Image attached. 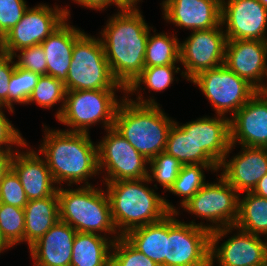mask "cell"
<instances>
[{"label":"cell","mask_w":267,"mask_h":266,"mask_svg":"<svg viewBox=\"0 0 267 266\" xmlns=\"http://www.w3.org/2000/svg\"><path fill=\"white\" fill-rule=\"evenodd\" d=\"M252 193L267 198V174H265L257 183Z\"/></svg>","instance_id":"cell-44"},{"label":"cell","mask_w":267,"mask_h":266,"mask_svg":"<svg viewBox=\"0 0 267 266\" xmlns=\"http://www.w3.org/2000/svg\"><path fill=\"white\" fill-rule=\"evenodd\" d=\"M218 181V184L206 183L182 205L184 210L210 221L212 225L207 226L210 232L234 227L238 218L240 194L221 175Z\"/></svg>","instance_id":"cell-11"},{"label":"cell","mask_w":267,"mask_h":266,"mask_svg":"<svg viewBox=\"0 0 267 266\" xmlns=\"http://www.w3.org/2000/svg\"><path fill=\"white\" fill-rule=\"evenodd\" d=\"M110 266H158L134 248L123 236L113 242Z\"/></svg>","instance_id":"cell-36"},{"label":"cell","mask_w":267,"mask_h":266,"mask_svg":"<svg viewBox=\"0 0 267 266\" xmlns=\"http://www.w3.org/2000/svg\"><path fill=\"white\" fill-rule=\"evenodd\" d=\"M98 143V168L101 172L105 167V182L147 178L149 161L114 128Z\"/></svg>","instance_id":"cell-12"},{"label":"cell","mask_w":267,"mask_h":266,"mask_svg":"<svg viewBox=\"0 0 267 266\" xmlns=\"http://www.w3.org/2000/svg\"><path fill=\"white\" fill-rule=\"evenodd\" d=\"M40 76L38 73L21 69L15 65L8 90V110L10 112H13V103L27 104Z\"/></svg>","instance_id":"cell-34"},{"label":"cell","mask_w":267,"mask_h":266,"mask_svg":"<svg viewBox=\"0 0 267 266\" xmlns=\"http://www.w3.org/2000/svg\"><path fill=\"white\" fill-rule=\"evenodd\" d=\"M180 62V43L175 35L150 34L147 38L145 67L175 65Z\"/></svg>","instance_id":"cell-29"},{"label":"cell","mask_w":267,"mask_h":266,"mask_svg":"<svg viewBox=\"0 0 267 266\" xmlns=\"http://www.w3.org/2000/svg\"><path fill=\"white\" fill-rule=\"evenodd\" d=\"M222 28L220 23L211 29L194 30L187 40L180 42V63L186 69L181 74L188 81L224 64L227 37Z\"/></svg>","instance_id":"cell-13"},{"label":"cell","mask_w":267,"mask_h":266,"mask_svg":"<svg viewBox=\"0 0 267 266\" xmlns=\"http://www.w3.org/2000/svg\"><path fill=\"white\" fill-rule=\"evenodd\" d=\"M66 21L40 44L46 56L47 75L62 82L67 78L74 43L84 33Z\"/></svg>","instance_id":"cell-23"},{"label":"cell","mask_w":267,"mask_h":266,"mask_svg":"<svg viewBox=\"0 0 267 266\" xmlns=\"http://www.w3.org/2000/svg\"><path fill=\"white\" fill-rule=\"evenodd\" d=\"M242 150L231 160L227 156L221 161V176L237 190L252 192L258 181L267 174V148L242 146Z\"/></svg>","instance_id":"cell-18"},{"label":"cell","mask_w":267,"mask_h":266,"mask_svg":"<svg viewBox=\"0 0 267 266\" xmlns=\"http://www.w3.org/2000/svg\"><path fill=\"white\" fill-rule=\"evenodd\" d=\"M234 227L216 229L210 234V266L214 259L219 266H258L267 261V241L263 242L259 235L239 232L227 241L218 245V241L232 232Z\"/></svg>","instance_id":"cell-14"},{"label":"cell","mask_w":267,"mask_h":266,"mask_svg":"<svg viewBox=\"0 0 267 266\" xmlns=\"http://www.w3.org/2000/svg\"><path fill=\"white\" fill-rule=\"evenodd\" d=\"M232 117V118H231ZM230 119V142L267 148V93L258 91Z\"/></svg>","instance_id":"cell-17"},{"label":"cell","mask_w":267,"mask_h":266,"mask_svg":"<svg viewBox=\"0 0 267 266\" xmlns=\"http://www.w3.org/2000/svg\"><path fill=\"white\" fill-rule=\"evenodd\" d=\"M178 71H180V68H176L175 65L145 67L142 73L133 81L124 93L128 94L139 91L140 84L142 83L151 90L161 92L170 86L174 81L173 75L178 73Z\"/></svg>","instance_id":"cell-32"},{"label":"cell","mask_w":267,"mask_h":266,"mask_svg":"<svg viewBox=\"0 0 267 266\" xmlns=\"http://www.w3.org/2000/svg\"><path fill=\"white\" fill-rule=\"evenodd\" d=\"M123 237L158 266H165L168 215L159 222L132 229Z\"/></svg>","instance_id":"cell-25"},{"label":"cell","mask_w":267,"mask_h":266,"mask_svg":"<svg viewBox=\"0 0 267 266\" xmlns=\"http://www.w3.org/2000/svg\"><path fill=\"white\" fill-rule=\"evenodd\" d=\"M168 214L165 266H210V234L206 225L181 222Z\"/></svg>","instance_id":"cell-8"},{"label":"cell","mask_w":267,"mask_h":266,"mask_svg":"<svg viewBox=\"0 0 267 266\" xmlns=\"http://www.w3.org/2000/svg\"><path fill=\"white\" fill-rule=\"evenodd\" d=\"M114 236V239L108 241V238L99 233L77 232L73 242L70 266H110V249L120 235Z\"/></svg>","instance_id":"cell-26"},{"label":"cell","mask_w":267,"mask_h":266,"mask_svg":"<svg viewBox=\"0 0 267 266\" xmlns=\"http://www.w3.org/2000/svg\"><path fill=\"white\" fill-rule=\"evenodd\" d=\"M266 60L267 41L227 40L224 65L247 80L258 91L267 89L262 83L264 76H267Z\"/></svg>","instance_id":"cell-16"},{"label":"cell","mask_w":267,"mask_h":266,"mask_svg":"<svg viewBox=\"0 0 267 266\" xmlns=\"http://www.w3.org/2000/svg\"><path fill=\"white\" fill-rule=\"evenodd\" d=\"M267 9V0H258Z\"/></svg>","instance_id":"cell-47"},{"label":"cell","mask_w":267,"mask_h":266,"mask_svg":"<svg viewBox=\"0 0 267 266\" xmlns=\"http://www.w3.org/2000/svg\"><path fill=\"white\" fill-rule=\"evenodd\" d=\"M202 168L215 172L219 171L218 165L201 164L183 165L179 171V175L170 187L169 192L184 197L180 203L181 205L185 204L206 184Z\"/></svg>","instance_id":"cell-30"},{"label":"cell","mask_w":267,"mask_h":266,"mask_svg":"<svg viewBox=\"0 0 267 266\" xmlns=\"http://www.w3.org/2000/svg\"><path fill=\"white\" fill-rule=\"evenodd\" d=\"M13 59L14 57L12 55L0 51V106L6 108H8L10 77L16 65Z\"/></svg>","instance_id":"cell-41"},{"label":"cell","mask_w":267,"mask_h":266,"mask_svg":"<svg viewBox=\"0 0 267 266\" xmlns=\"http://www.w3.org/2000/svg\"><path fill=\"white\" fill-rule=\"evenodd\" d=\"M11 246L6 242V240L2 237L0 232V253L4 251L6 248H10Z\"/></svg>","instance_id":"cell-46"},{"label":"cell","mask_w":267,"mask_h":266,"mask_svg":"<svg viewBox=\"0 0 267 266\" xmlns=\"http://www.w3.org/2000/svg\"><path fill=\"white\" fill-rule=\"evenodd\" d=\"M76 233L69 224L57 221L29 247L35 266H70Z\"/></svg>","instance_id":"cell-21"},{"label":"cell","mask_w":267,"mask_h":266,"mask_svg":"<svg viewBox=\"0 0 267 266\" xmlns=\"http://www.w3.org/2000/svg\"><path fill=\"white\" fill-rule=\"evenodd\" d=\"M28 201L19 177L10 169L0 181V203L24 209Z\"/></svg>","instance_id":"cell-37"},{"label":"cell","mask_w":267,"mask_h":266,"mask_svg":"<svg viewBox=\"0 0 267 266\" xmlns=\"http://www.w3.org/2000/svg\"><path fill=\"white\" fill-rule=\"evenodd\" d=\"M11 169L19 177L28 200L49 197L57 191L46 160L33 150L14 152Z\"/></svg>","instance_id":"cell-20"},{"label":"cell","mask_w":267,"mask_h":266,"mask_svg":"<svg viewBox=\"0 0 267 266\" xmlns=\"http://www.w3.org/2000/svg\"><path fill=\"white\" fill-rule=\"evenodd\" d=\"M150 173H148V180L157 181L165 191L169 190L174 181L179 175L182 164L173 156L167 154L165 151L159 153L152 160L149 161ZM152 173V175H150ZM152 177L154 180H152Z\"/></svg>","instance_id":"cell-35"},{"label":"cell","mask_w":267,"mask_h":266,"mask_svg":"<svg viewBox=\"0 0 267 266\" xmlns=\"http://www.w3.org/2000/svg\"><path fill=\"white\" fill-rule=\"evenodd\" d=\"M136 100L124 96L113 128L150 161L165 151L167 136L175 121L165 115L154 99L143 100L139 94Z\"/></svg>","instance_id":"cell-3"},{"label":"cell","mask_w":267,"mask_h":266,"mask_svg":"<svg viewBox=\"0 0 267 266\" xmlns=\"http://www.w3.org/2000/svg\"><path fill=\"white\" fill-rule=\"evenodd\" d=\"M258 266H267V261L261 265H258Z\"/></svg>","instance_id":"cell-48"},{"label":"cell","mask_w":267,"mask_h":266,"mask_svg":"<svg viewBox=\"0 0 267 266\" xmlns=\"http://www.w3.org/2000/svg\"><path fill=\"white\" fill-rule=\"evenodd\" d=\"M227 40L267 41V9L258 0H221Z\"/></svg>","instance_id":"cell-15"},{"label":"cell","mask_w":267,"mask_h":266,"mask_svg":"<svg viewBox=\"0 0 267 266\" xmlns=\"http://www.w3.org/2000/svg\"><path fill=\"white\" fill-rule=\"evenodd\" d=\"M118 8H136L140 0H113Z\"/></svg>","instance_id":"cell-45"},{"label":"cell","mask_w":267,"mask_h":266,"mask_svg":"<svg viewBox=\"0 0 267 266\" xmlns=\"http://www.w3.org/2000/svg\"><path fill=\"white\" fill-rule=\"evenodd\" d=\"M120 10L109 19L100 40L112 75L127 89L145 68L150 26L137 7Z\"/></svg>","instance_id":"cell-1"},{"label":"cell","mask_w":267,"mask_h":266,"mask_svg":"<svg viewBox=\"0 0 267 266\" xmlns=\"http://www.w3.org/2000/svg\"><path fill=\"white\" fill-rule=\"evenodd\" d=\"M66 91L126 89L112 75L99 38L83 33L74 43Z\"/></svg>","instance_id":"cell-6"},{"label":"cell","mask_w":267,"mask_h":266,"mask_svg":"<svg viewBox=\"0 0 267 266\" xmlns=\"http://www.w3.org/2000/svg\"><path fill=\"white\" fill-rule=\"evenodd\" d=\"M145 182L150 183L148 178L104 183L111 217L115 228L119 230L117 235L124 236L132 229L159 222L171 212L176 213L177 209L155 190L146 187Z\"/></svg>","instance_id":"cell-4"},{"label":"cell","mask_w":267,"mask_h":266,"mask_svg":"<svg viewBox=\"0 0 267 266\" xmlns=\"http://www.w3.org/2000/svg\"><path fill=\"white\" fill-rule=\"evenodd\" d=\"M164 19L176 26L207 30L221 23V0H164Z\"/></svg>","instance_id":"cell-19"},{"label":"cell","mask_w":267,"mask_h":266,"mask_svg":"<svg viewBox=\"0 0 267 266\" xmlns=\"http://www.w3.org/2000/svg\"><path fill=\"white\" fill-rule=\"evenodd\" d=\"M201 89L219 116L242 108L258 90L224 64L203 71L191 80Z\"/></svg>","instance_id":"cell-9"},{"label":"cell","mask_w":267,"mask_h":266,"mask_svg":"<svg viewBox=\"0 0 267 266\" xmlns=\"http://www.w3.org/2000/svg\"><path fill=\"white\" fill-rule=\"evenodd\" d=\"M13 150H0V181L2 177L11 169Z\"/></svg>","instance_id":"cell-42"},{"label":"cell","mask_w":267,"mask_h":266,"mask_svg":"<svg viewBox=\"0 0 267 266\" xmlns=\"http://www.w3.org/2000/svg\"><path fill=\"white\" fill-rule=\"evenodd\" d=\"M2 106H0V150H11V145H17L20 147L28 146L22 138L20 132L14 128L10 123V120L5 117L2 111ZM2 145H5L4 148Z\"/></svg>","instance_id":"cell-40"},{"label":"cell","mask_w":267,"mask_h":266,"mask_svg":"<svg viewBox=\"0 0 267 266\" xmlns=\"http://www.w3.org/2000/svg\"><path fill=\"white\" fill-rule=\"evenodd\" d=\"M243 199L239 196L238 218L234 229L254 235L267 236V198L246 192Z\"/></svg>","instance_id":"cell-28"},{"label":"cell","mask_w":267,"mask_h":266,"mask_svg":"<svg viewBox=\"0 0 267 266\" xmlns=\"http://www.w3.org/2000/svg\"><path fill=\"white\" fill-rule=\"evenodd\" d=\"M65 98L66 88L64 82L50 75H41L37 85L27 100V104L36 102L43 108H51L58 102L63 101L56 113V118H58L63 112Z\"/></svg>","instance_id":"cell-31"},{"label":"cell","mask_w":267,"mask_h":266,"mask_svg":"<svg viewBox=\"0 0 267 266\" xmlns=\"http://www.w3.org/2000/svg\"><path fill=\"white\" fill-rule=\"evenodd\" d=\"M116 90L66 91L62 114L57 118L72 129L69 132L88 133V127L102 121L105 129L113 128L120 102Z\"/></svg>","instance_id":"cell-7"},{"label":"cell","mask_w":267,"mask_h":266,"mask_svg":"<svg viewBox=\"0 0 267 266\" xmlns=\"http://www.w3.org/2000/svg\"><path fill=\"white\" fill-rule=\"evenodd\" d=\"M74 2H77L81 4L83 7L91 8V9H97L100 11V9L104 10L105 7L115 4L116 3L113 0H74Z\"/></svg>","instance_id":"cell-43"},{"label":"cell","mask_w":267,"mask_h":266,"mask_svg":"<svg viewBox=\"0 0 267 266\" xmlns=\"http://www.w3.org/2000/svg\"><path fill=\"white\" fill-rule=\"evenodd\" d=\"M18 51H20L19 55H13V57H18V61L15 62L17 67L40 75H47L46 56L40 44L22 48Z\"/></svg>","instance_id":"cell-39"},{"label":"cell","mask_w":267,"mask_h":266,"mask_svg":"<svg viewBox=\"0 0 267 266\" xmlns=\"http://www.w3.org/2000/svg\"><path fill=\"white\" fill-rule=\"evenodd\" d=\"M28 8L24 0H0V40L22 19Z\"/></svg>","instance_id":"cell-38"},{"label":"cell","mask_w":267,"mask_h":266,"mask_svg":"<svg viewBox=\"0 0 267 266\" xmlns=\"http://www.w3.org/2000/svg\"><path fill=\"white\" fill-rule=\"evenodd\" d=\"M165 152L182 165H217L194 141V129H182L177 122L171 126Z\"/></svg>","instance_id":"cell-27"},{"label":"cell","mask_w":267,"mask_h":266,"mask_svg":"<svg viewBox=\"0 0 267 266\" xmlns=\"http://www.w3.org/2000/svg\"><path fill=\"white\" fill-rule=\"evenodd\" d=\"M45 137L39 152L45 156L54 182L83 183L93 175L99 174L98 146L89 133L49 130L45 128Z\"/></svg>","instance_id":"cell-2"},{"label":"cell","mask_w":267,"mask_h":266,"mask_svg":"<svg viewBox=\"0 0 267 266\" xmlns=\"http://www.w3.org/2000/svg\"><path fill=\"white\" fill-rule=\"evenodd\" d=\"M24 241L30 247L59 221L57 191L49 197L29 200L24 207Z\"/></svg>","instance_id":"cell-24"},{"label":"cell","mask_w":267,"mask_h":266,"mask_svg":"<svg viewBox=\"0 0 267 266\" xmlns=\"http://www.w3.org/2000/svg\"><path fill=\"white\" fill-rule=\"evenodd\" d=\"M59 219L77 232L118 233L112 217L108 194L85 182L78 189H64L58 186Z\"/></svg>","instance_id":"cell-5"},{"label":"cell","mask_w":267,"mask_h":266,"mask_svg":"<svg viewBox=\"0 0 267 266\" xmlns=\"http://www.w3.org/2000/svg\"><path fill=\"white\" fill-rule=\"evenodd\" d=\"M69 15L68 8L58 6L53 9L40 4L28 8L22 19L0 40V51L13 56L22 48L41 44Z\"/></svg>","instance_id":"cell-10"},{"label":"cell","mask_w":267,"mask_h":266,"mask_svg":"<svg viewBox=\"0 0 267 266\" xmlns=\"http://www.w3.org/2000/svg\"><path fill=\"white\" fill-rule=\"evenodd\" d=\"M25 215L24 209L0 203V232L12 247L24 241Z\"/></svg>","instance_id":"cell-33"},{"label":"cell","mask_w":267,"mask_h":266,"mask_svg":"<svg viewBox=\"0 0 267 266\" xmlns=\"http://www.w3.org/2000/svg\"><path fill=\"white\" fill-rule=\"evenodd\" d=\"M216 117L199 118L180 127L194 129V141L197 146L219 166L234 145L230 142V119L219 115Z\"/></svg>","instance_id":"cell-22"}]
</instances>
